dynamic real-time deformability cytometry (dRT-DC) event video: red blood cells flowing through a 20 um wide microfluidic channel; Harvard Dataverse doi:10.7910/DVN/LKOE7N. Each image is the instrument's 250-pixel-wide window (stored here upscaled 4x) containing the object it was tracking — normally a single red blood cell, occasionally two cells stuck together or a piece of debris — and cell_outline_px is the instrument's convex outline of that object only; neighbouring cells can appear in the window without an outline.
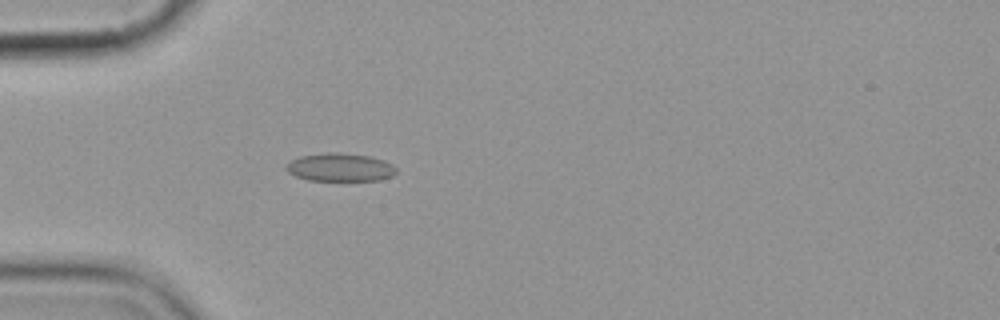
{"species": "common noctule bat (a hibernating species)", "species_latin": "Nyctalus noctula", "temperature_condition": "cold", "stored_images_in_passage": 4, "camera_frame_rate_fps": 3000, "um_per_image_px": 0.085, "animal": {"sex": "female", "body_mass_g": 19.9}, "frame": {"image": 1, "passage_image": 4, "time_ms": 4.667, "image_size_px": [1000, 320], "cell_outline_px": [[396, 172], [392, 176], [380, 180], [308, 180], [296, 176], [288, 172], [284, 168], [284, 164], [300, 156], [328, 152], [340, 152], [372, 156], [384, 160], [392, 164], [396, 168]], "centroid_in_image_um": [28.9, 14.21], "position_along_channel_um": 56.1, "area_um2": 18.21}}